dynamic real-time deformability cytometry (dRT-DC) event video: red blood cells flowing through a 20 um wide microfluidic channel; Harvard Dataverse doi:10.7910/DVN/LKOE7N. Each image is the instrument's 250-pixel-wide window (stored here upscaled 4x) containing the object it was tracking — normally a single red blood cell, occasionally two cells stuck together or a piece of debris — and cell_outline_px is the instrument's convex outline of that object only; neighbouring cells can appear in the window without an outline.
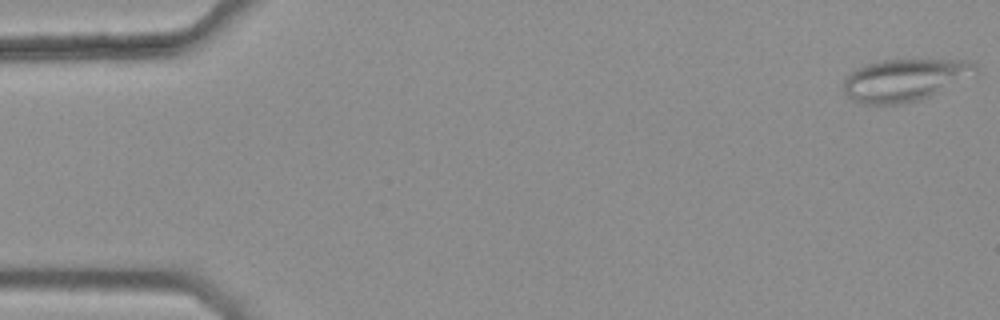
{"species": "common noctule bat (a hibernating species)", "species_latin": "Nyctalus noctula", "temperature_condition": "warm", "stored_images_in_passage": 47, "camera_frame_rate_fps": 3000, "um_per_image_px": 0.085, "animal": {"sex": "female", "body_mass_g": 25.1}, "frame": {"image": 1, "passage_image": 1, "time_ms": 0.0, "image_size_px": [1000, 320], "cell_outline_px": [[980, 72], [976, 76], [920, 100], [900, 104], [864, 104], [852, 100], [840, 88], [848, 72], [864, 64], [880, 60], [968, 60]], "centroid_in_image_um": [76.88, 6.8], "position_along_channel_um": 8.1, "area_um2": 33.0}}
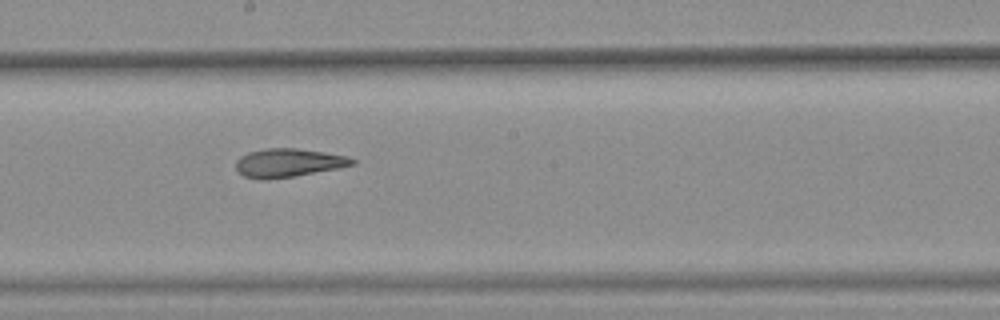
{"frame": {"image": 2, "passage_image": 29, "time_ms": 9.333, "image_size_px": [1000, 320], "cell_outline_px": [[356, 164], [340, 168], [268, 180], [260, 180], [244, 176], [236, 172], [236, 160], [240, 156], [248, 152], [264, 148], [296, 148], [324, 152], [348, 156], [356, 160]], "centroid_in_image_um": [24.49, 13.84], "position_along_channel_um": 223.7, "area_um2": 19.54}}
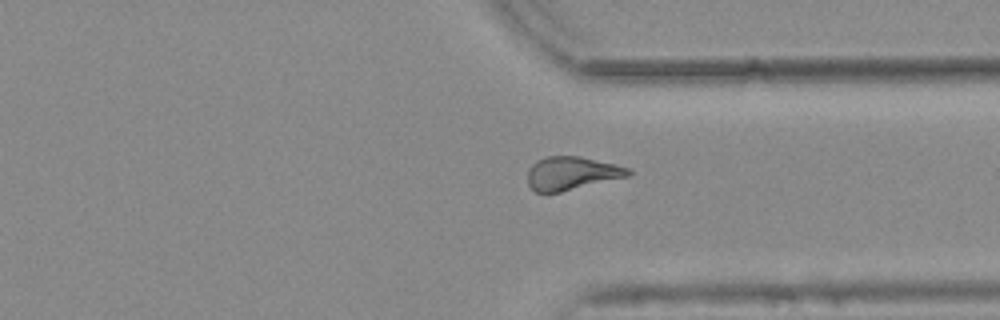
{"frame": {"image": 3, "passage_image": 40, "time_ms": 13.0, "image_size_px": [1000, 320], "cell_outline_px": [[632, 176], [560, 192], [536, 192], [528, 184], [528, 168], [536, 160], [544, 156], [580, 156], [616, 164], [632, 168]], "centroid_in_image_um": [48.64, 14.72], "position_along_channel_um": 362.8, "area_um2": 19.88}, "authors_computed_cell_mechanics": {"area_um2": 20.1144, "velocity_mm_per_s": 3.7873, "shape_relaxation_time_tau1_ms": null, "shape_relaxation_time_tau2_ms": 3.9393, "deformation_change_tau1": null, "deformation_change_tau2": 0.1451}}